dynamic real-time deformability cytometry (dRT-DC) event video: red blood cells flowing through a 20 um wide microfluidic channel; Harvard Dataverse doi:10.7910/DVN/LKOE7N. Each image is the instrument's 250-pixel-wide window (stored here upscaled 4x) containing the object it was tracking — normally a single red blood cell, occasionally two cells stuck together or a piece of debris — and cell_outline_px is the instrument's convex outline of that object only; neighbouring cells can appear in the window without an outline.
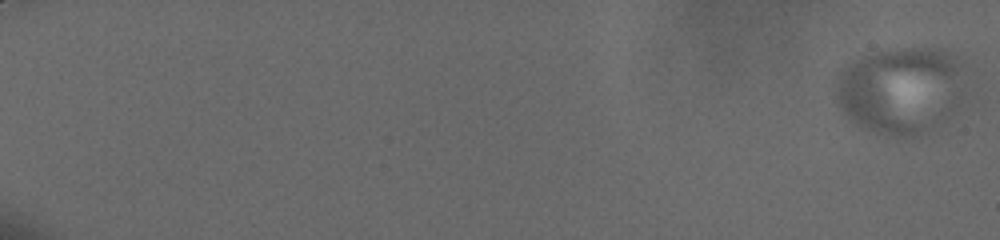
{"species": "human", "species_latin": "Homo sapiens", "temperature_condition": "cold", "stored_images_in_passage": 52, "camera_frame_rate_fps": 3000, "um_per_image_px": 0.085, "donor": {"sex": "male"}, "frame": {"image": 1, "passage_image": 1, "time_ms": 0.0, "image_size_px": [1000, 240], "cell_outline_px": [[976, 68], [964, 96], [948, 120], [920, 136], [888, 136], [860, 128], [852, 124], [836, 104], [836, 76], [848, 64], [860, 56], [872, 52], [888, 48], [944, 48], [964, 56]], "centroid_in_image_um": [76.76, 7.61], "position_along_channel_um": 8.2, "area_um2": 70.05}}
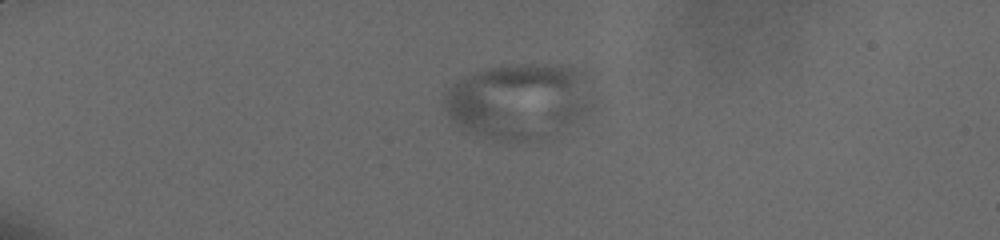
{"frame": {"image": 2, "passage_image": 16, "time_ms": 5.667, "image_size_px": [1000, 240], "cell_outline_px": [[584, 108], [572, 120], [548, 136], [528, 140], [500, 140], [464, 128], [452, 120], [444, 108], [448, 88], [456, 80], [484, 68], [516, 64], [568, 64], [576, 68], [580, 72], [584, 104]], "centroid_in_image_um": [43.91, 8.53], "position_along_channel_um": 41.1, "area_um2": 62.19}}
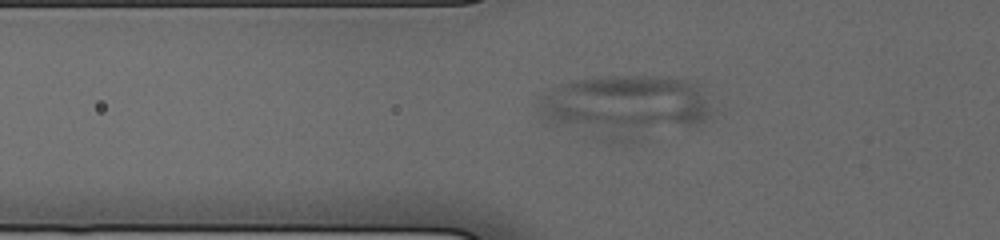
{"frame": {"image": 3, "passage_image": 22, "time_ms": 8.333, "image_size_px": [1000, 240], "cell_outline_px": [[708, 116], [704, 120], [696, 124], [632, 144], [600, 140], [548, 124], [540, 120], [536, 116], [540, 96], [544, 92], [568, 80], [596, 76], [668, 76], [688, 80], [696, 84], [708, 108]], "centroid_in_image_um": [52.97, 9.09], "position_along_channel_um": 72.8, "area_um2": 64.97}}